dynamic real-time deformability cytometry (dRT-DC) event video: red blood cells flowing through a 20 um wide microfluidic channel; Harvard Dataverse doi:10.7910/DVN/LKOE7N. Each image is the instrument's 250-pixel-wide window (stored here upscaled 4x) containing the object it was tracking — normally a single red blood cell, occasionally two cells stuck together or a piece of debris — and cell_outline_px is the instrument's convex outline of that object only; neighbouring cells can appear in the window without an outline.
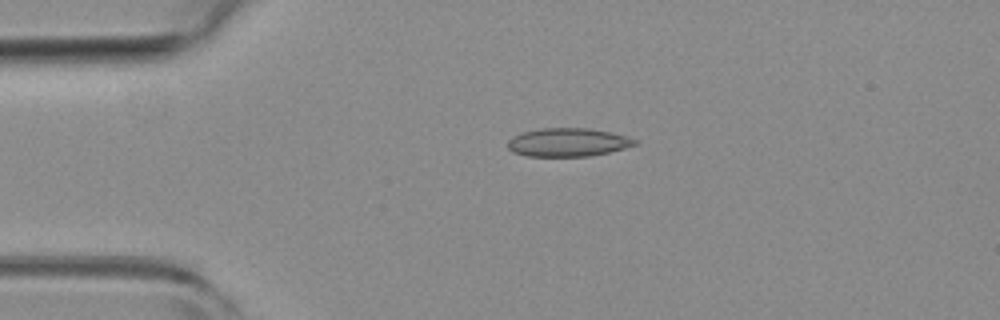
{"species": "common noctule bat (a hibernating species)", "species_latin": "Nyctalus noctula", "temperature_condition": "room temperature", "stored_images_in_passage": 4, "camera_frame_rate_fps": 3000, "um_per_image_px": 0.085, "animal": {"sex": "female", "body_mass_g": 19.3, "forearm_length_mm": 54.1}, "frame": {"image": 1, "passage_image": 3, "time_ms": 0.667, "image_size_px": [1000, 320], "cell_outline_px": [[636, 144], [624, 148], [608, 152], [588, 156], [528, 156], [512, 152], [508, 148], [508, 140], [512, 136], [520, 132], [540, 128], [588, 128], [612, 132], [628, 136], [636, 140]], "centroid_in_image_um": [48.23, 12.08], "position_along_channel_um": 36.8, "area_um2": 21.1}}